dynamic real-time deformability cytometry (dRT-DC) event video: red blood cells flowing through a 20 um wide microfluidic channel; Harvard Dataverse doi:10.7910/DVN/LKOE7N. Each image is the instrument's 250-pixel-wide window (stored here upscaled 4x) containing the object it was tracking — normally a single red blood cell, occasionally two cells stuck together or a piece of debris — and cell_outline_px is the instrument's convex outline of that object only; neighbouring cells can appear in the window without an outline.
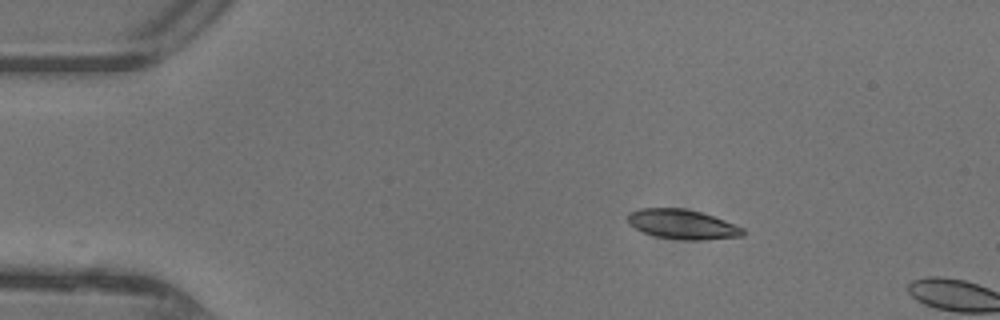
{"species": "common noctule bat (a hibernating species)", "species_latin": "Nyctalus noctula", "temperature_condition": "warm", "stored_images_in_passage": 3, "camera_frame_rate_fps": 3000, "um_per_image_px": 0.085, "animal": {"sex": "female"}, "frame": {"image": 1, "passage_image": 1, "time_ms": 0.0, "image_size_px": [1000, 320], "cell_outline_px": [[744, 236], [700, 240], [684, 240], [656, 236], [644, 232], [628, 224], [628, 212], [640, 208], [684, 208], [700, 212], [724, 220], [744, 228]], "centroid_in_image_um": [57.99, 19.06], "position_along_channel_um": 27.0, "area_um2": 19.77}}